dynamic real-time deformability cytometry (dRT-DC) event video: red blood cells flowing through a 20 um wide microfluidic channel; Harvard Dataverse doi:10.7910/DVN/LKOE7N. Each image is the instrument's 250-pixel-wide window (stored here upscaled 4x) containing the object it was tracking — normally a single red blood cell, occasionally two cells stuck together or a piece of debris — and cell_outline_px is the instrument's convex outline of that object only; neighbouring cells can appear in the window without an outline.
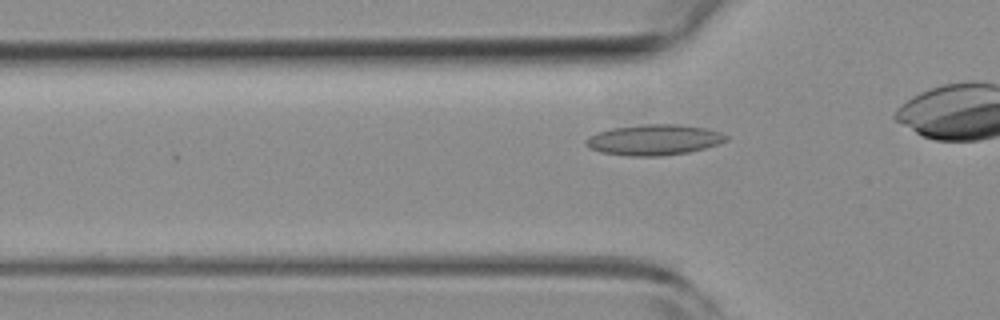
{"species": "common noctule bat (a hibernating species)", "species_latin": "Nyctalus noctula", "temperature_condition": "room temperature", "stored_images_in_passage": 29, "camera_frame_rate_fps": 3000, "um_per_image_px": 0.085, "animal": {"sex": "female", "body_mass_g": 19.3, "forearm_length_mm": 54.1}, "frame": {"image": 1, "passage_image": 13, "time_ms": 4.0, "image_size_px": [1000, 320], "cell_outline_px": [[728, 140], [704, 148], [688, 152], [660, 156], [628, 156], [600, 152], [588, 148], [584, 144], [584, 140], [588, 136], [612, 128], [644, 124], [676, 124], [704, 128], [720, 132], [728, 136]], "centroid_in_image_um": [55.54, 11.89], "position_along_channel_um": 70.3, "area_um2": 24.97}}
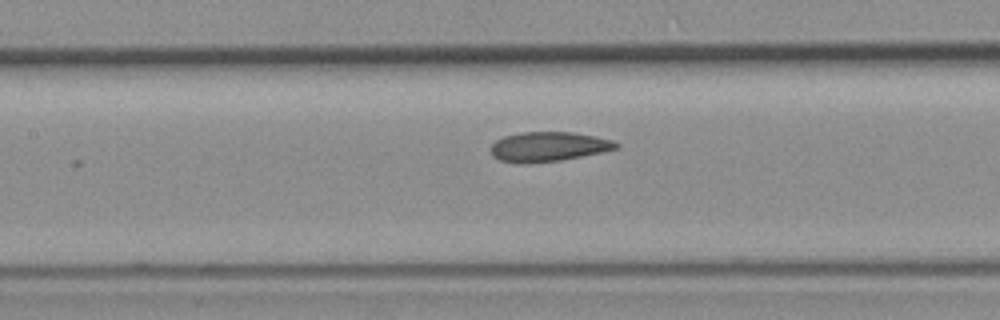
{"frame": {"image": 2, "passage_image": 20, "time_ms": 6.333, "image_size_px": [1000, 320], "cell_outline_px": [[620, 144], [616, 148], [600, 152], [560, 160], [524, 164], [516, 164], [500, 160], [492, 156], [492, 144], [496, 140], [504, 136], [520, 132], [572, 132], [596, 136], [612, 140]], "centroid_in_image_um": [46.57, 12.46], "position_along_channel_um": 160.8, "area_um2": 21.56}}
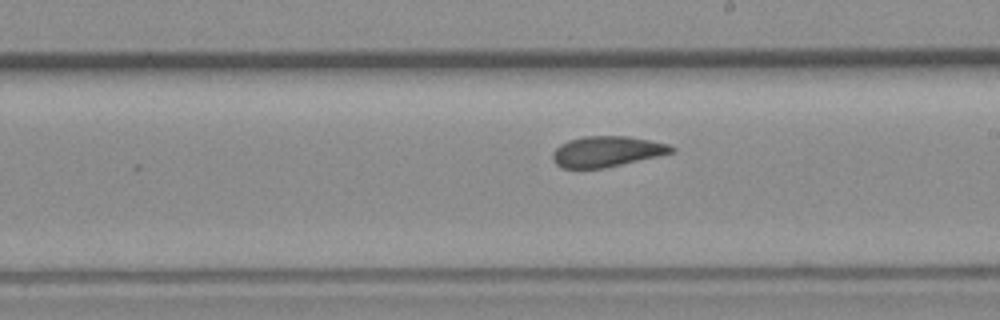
{"frame": {"image": 3, "passage_image": 26, "time_ms": 8.333, "image_size_px": [1000, 320], "cell_outline_px": [[676, 148], [672, 152], [656, 156], [604, 168], [564, 168], [556, 164], [552, 160], [552, 152], [560, 144], [568, 140], [584, 136], [628, 136], [668, 144]], "centroid_in_image_um": [51.52, 12.87], "position_along_channel_um": 237.5, "area_um2": 20.98}}